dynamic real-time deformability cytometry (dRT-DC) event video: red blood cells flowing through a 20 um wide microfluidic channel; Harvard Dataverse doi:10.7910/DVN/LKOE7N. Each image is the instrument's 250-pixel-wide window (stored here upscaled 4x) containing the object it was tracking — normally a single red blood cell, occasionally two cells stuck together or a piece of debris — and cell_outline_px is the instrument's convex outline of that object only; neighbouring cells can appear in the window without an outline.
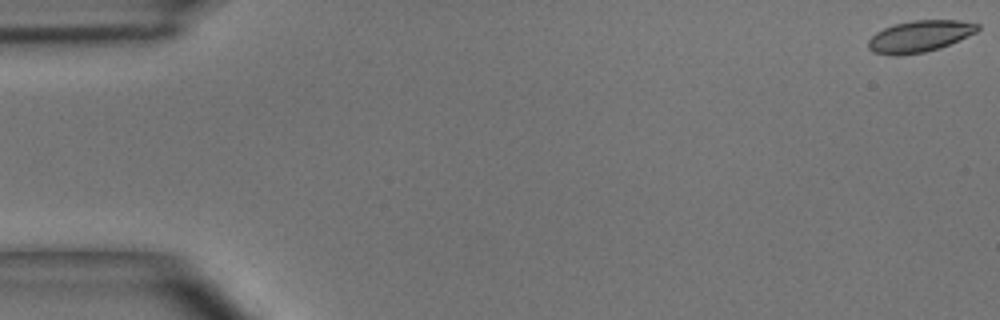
{"species": "common noctule bat (a hibernating species)", "species_latin": "Nyctalus noctula", "temperature_condition": "room temperature", "stored_images_in_passage": 50, "camera_frame_rate_fps": 3000, "um_per_image_px": 0.085, "animal": {"sex": "male", "body_mass_g": 15.6}, "frame": {"image": 1, "passage_image": 1, "time_ms": 0.0, "image_size_px": [1000, 320], "cell_outline_px": [[980, 28], [976, 32], [940, 48], [924, 52], [900, 56], [892, 56], [872, 52], [868, 48], [868, 40], [876, 32], [884, 28], [896, 24], [912, 20], [960, 20], [980, 24]], "centroid_in_image_um": [78.15, 3.09], "position_along_channel_um": 6.8, "area_um2": 20.17}}
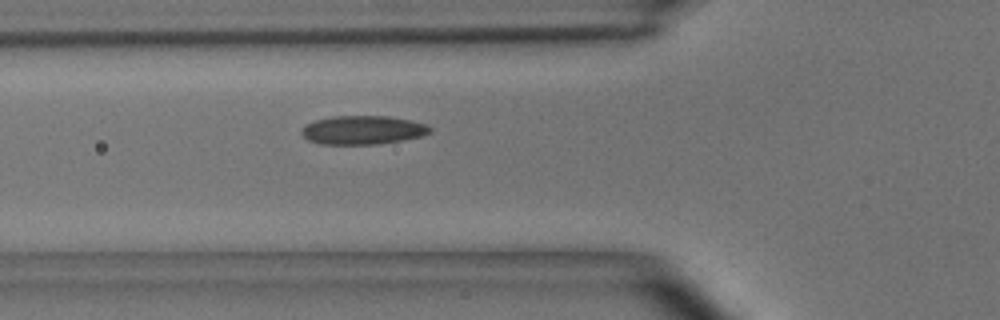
{"frame": {"image": 2, "passage_image": 18, "time_ms": 5.667, "image_size_px": [1000, 320], "cell_outline_px": [[432, 132], [424, 136], [404, 140], [376, 144], [320, 144], [308, 140], [300, 132], [308, 124], [316, 120], [332, 116], [388, 116], [408, 120], [424, 124], [432, 128]], "centroid_in_image_um": [30.87, 11.06], "position_along_channel_um": 94.9, "area_um2": 21.39}}
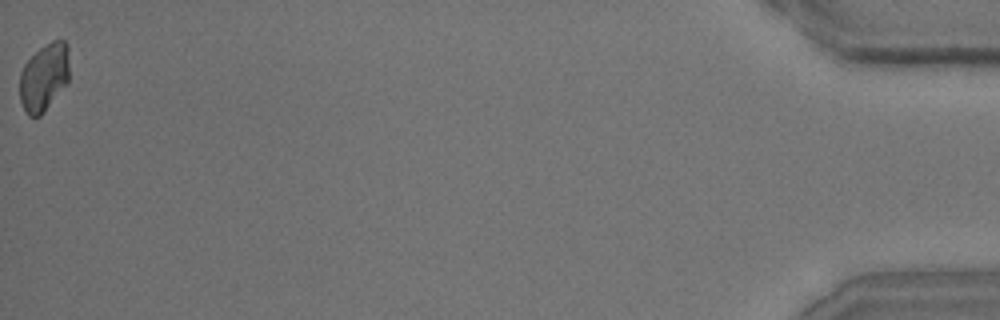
{"frame": {"image": 3, "passage_image": 50, "time_ms": 16.333, "image_size_px": [1000, 320], "cell_outline_px": [[68, 84], [44, 112], [40, 116], [28, 116], [20, 100], [20, 72], [24, 64], [40, 48], [52, 40], [64, 40], [68, 48]], "centroid_in_image_um": [3.75, 6.58], "position_along_channel_um": 431.4, "area_um2": 19.59}, "authors_computed_cell_mechanics": {"area_um2": 20.6346, "velocity_mm_per_s": 4.0389, "shape_relaxation_time_tau1_ms": 3.7898, "shape_relaxation_time_tau2_ms": 3.0417, "deformation_change_tau1": 0.1136, "deformation_change_tau2": 0.0683}}